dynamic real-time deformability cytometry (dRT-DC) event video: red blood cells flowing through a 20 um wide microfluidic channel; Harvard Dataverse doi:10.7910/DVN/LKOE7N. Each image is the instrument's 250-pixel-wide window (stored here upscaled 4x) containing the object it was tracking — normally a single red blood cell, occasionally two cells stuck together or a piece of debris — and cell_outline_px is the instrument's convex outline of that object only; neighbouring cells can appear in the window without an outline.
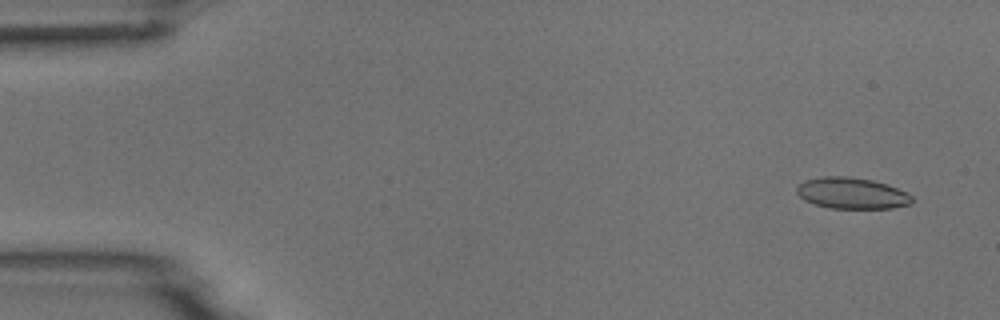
{"species": "common noctule bat (a hibernating species)", "species_latin": "Nyctalus noctula", "temperature_condition": "room temperature", "stored_images_in_passage": 6, "camera_frame_rate_fps": 3000, "um_per_image_px": 0.085, "animal": {"sex": "male", "body_mass_g": 18.8}, "frame": {"image": 1, "passage_image": 1, "time_ms": 0.0, "image_size_px": [1000, 320], "cell_outline_px": [[912, 204], [892, 208], [828, 208], [804, 200], [796, 192], [796, 188], [804, 180], [824, 176], [848, 176], [872, 180], [896, 188], [912, 196]], "centroid_in_image_um": [72.38, 16.42], "position_along_channel_um": 12.6, "area_um2": 20.81}}
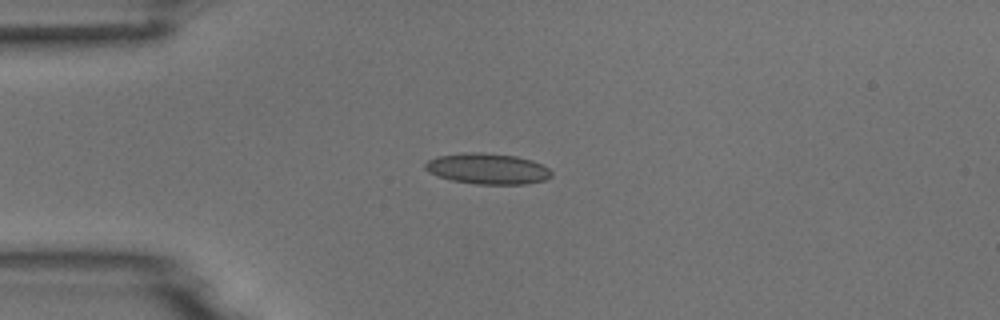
{"frame": {"image": 2, "passage_image": 3, "time_ms": 3.333, "image_size_px": [1000, 320], "cell_outline_px": [[552, 176], [544, 180], [524, 184], [476, 184], [452, 180], [436, 176], [428, 172], [424, 168], [424, 164], [428, 160], [436, 156], [464, 152], [480, 152], [516, 156], [532, 160], [548, 168], [552, 172]], "centroid_in_image_um": [41.4, 14.33], "position_along_channel_um": 43.6, "area_um2": 22.77}}